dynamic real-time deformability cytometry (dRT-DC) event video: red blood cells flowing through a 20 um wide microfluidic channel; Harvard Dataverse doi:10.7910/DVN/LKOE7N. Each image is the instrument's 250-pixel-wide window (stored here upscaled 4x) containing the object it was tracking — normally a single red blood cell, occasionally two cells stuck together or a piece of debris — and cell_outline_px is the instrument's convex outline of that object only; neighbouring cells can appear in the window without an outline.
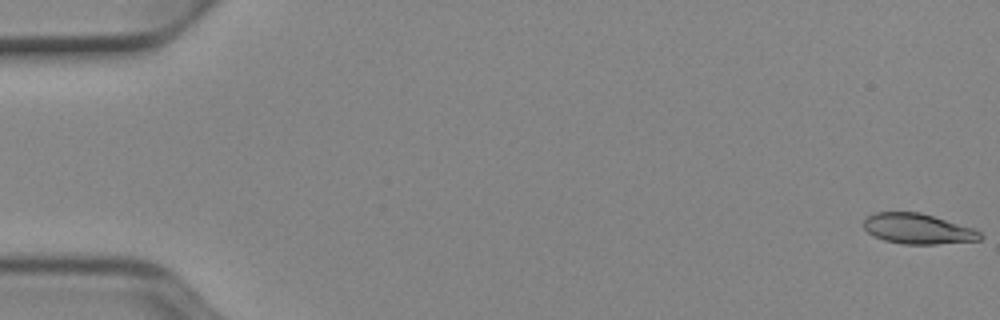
{"species": "Egyptian fruit bat (a non-hibernating species)", "species_latin": "Rousettus aegyptiacus", "temperature_condition": "cold", "stored_images_in_passage": 11, "camera_frame_rate_fps": 3000, "um_per_image_px": 0.085, "animal": {"sex": "female"}, "frame": {"image": 1, "passage_image": 1, "time_ms": 0.0, "image_size_px": [1000, 320], "cell_outline_px": [[984, 236], [980, 240], [936, 244], [904, 244], [884, 240], [872, 236], [864, 228], [864, 220], [868, 216], [876, 212], [920, 212], [976, 228]], "centroid_in_image_um": [78.05, 19.45], "position_along_channel_um": 7.0, "area_um2": 20.75}}